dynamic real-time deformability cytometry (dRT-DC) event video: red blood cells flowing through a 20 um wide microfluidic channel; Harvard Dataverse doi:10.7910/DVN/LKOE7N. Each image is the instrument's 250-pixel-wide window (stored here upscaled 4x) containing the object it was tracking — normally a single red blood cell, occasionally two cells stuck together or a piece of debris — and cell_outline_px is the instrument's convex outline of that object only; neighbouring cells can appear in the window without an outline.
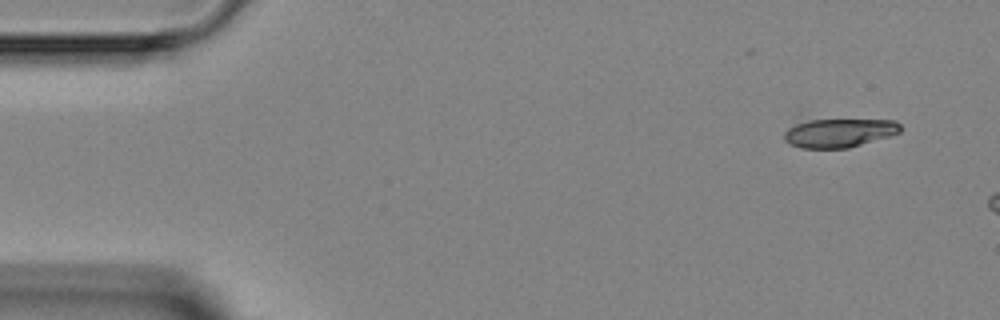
{"species": "Egyptian fruit bat (a non-hibernating species)", "species_latin": "Rousettus aegyptiacus", "temperature_condition": "room temperature", "stored_images_in_passage": 4, "camera_frame_rate_fps": 3000, "um_per_image_px": 0.085, "animal": {"sex": "female"}, "frame": {"image": 1, "passage_image": 2, "time_ms": 1.0, "image_size_px": [1000, 320], "cell_outline_px": [[900, 132], [888, 136], [848, 148], [800, 148], [788, 144], [784, 140], [784, 132], [788, 128], [796, 124], [808, 120], [896, 120], [900, 124]], "centroid_in_image_um": [71.29, 11.3], "position_along_channel_um": 13.7, "area_um2": 19.31}}